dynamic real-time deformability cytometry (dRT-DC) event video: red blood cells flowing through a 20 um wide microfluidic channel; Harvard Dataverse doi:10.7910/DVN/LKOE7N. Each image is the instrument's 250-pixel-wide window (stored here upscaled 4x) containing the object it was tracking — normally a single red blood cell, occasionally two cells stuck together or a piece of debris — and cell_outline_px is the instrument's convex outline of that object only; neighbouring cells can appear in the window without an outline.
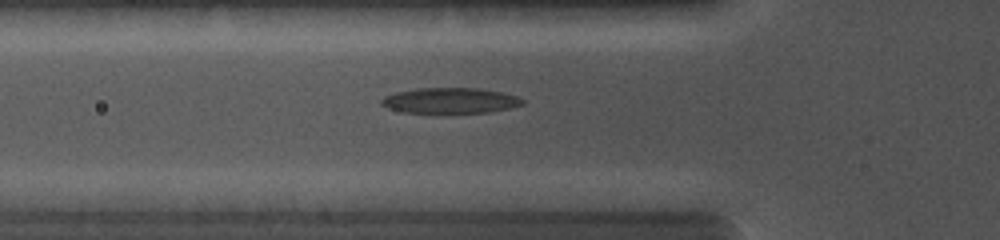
{"species": "common noctule bat (a hibernating species)", "species_latin": "Nyctalus noctula", "temperature_condition": "cold", "stored_images_in_passage": 25, "camera_frame_rate_fps": 5000, "um_per_image_px": 0.085, "animal": {"sex": "female", "body_mass_g": 19.0, "forearm_length_mm": 56.7}, "frame": {"image": 1, "passage_image": 5, "time_ms": 1.8, "image_size_px": [1000, 240], "cell_outline_px": [[524, 104], [508, 108], [488, 112], [404, 112], [380, 104], [380, 100], [384, 96], [396, 92], [416, 88], [476, 88], [500, 92], [516, 96], [524, 100]], "centroid_in_image_um": [38.25, 8.53], "position_along_channel_um": 87.5, "area_um2": 20.58}}
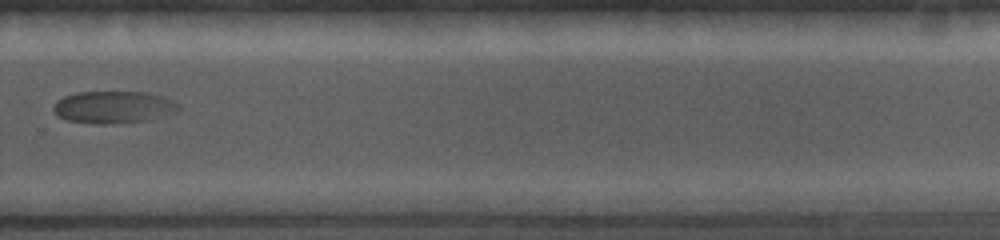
{"frame": {"image": 2, "passage_image": 16, "time_ms": 7.2, "image_size_px": [1000, 240], "cell_outline_px": [[180, 112], [152, 120], [108, 124], [92, 124], [68, 120], [60, 116], [52, 108], [56, 100], [64, 96], [80, 92], [148, 92], [160, 96], [180, 104]], "centroid_in_image_um": [9.7, 9.12], "position_along_channel_um": 320.1, "area_um2": 23.7}}
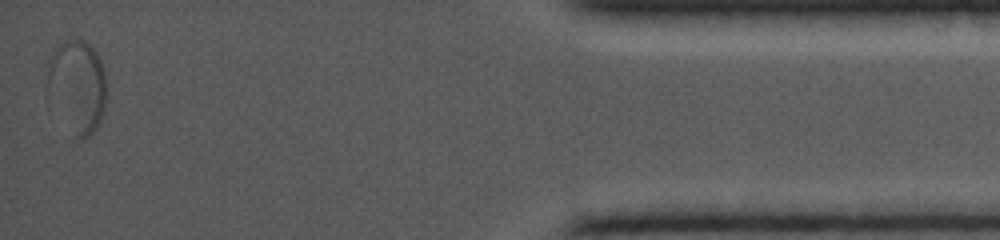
{"frame": {"image": 3, "passage_image": 25, "time_ms": 11.2, "image_size_px": [1000, 240], "cell_outline_px": [[104, 112], [96, 128], [84, 140], [72, 140], [44, 96], [44, 92], [48, 68], [52, 52], [64, 40], [84, 40], [96, 52], [104, 68]], "centroid_in_image_um": [6.46, 7.45], "position_along_channel_um": 428.7, "area_um2": 33.29}}